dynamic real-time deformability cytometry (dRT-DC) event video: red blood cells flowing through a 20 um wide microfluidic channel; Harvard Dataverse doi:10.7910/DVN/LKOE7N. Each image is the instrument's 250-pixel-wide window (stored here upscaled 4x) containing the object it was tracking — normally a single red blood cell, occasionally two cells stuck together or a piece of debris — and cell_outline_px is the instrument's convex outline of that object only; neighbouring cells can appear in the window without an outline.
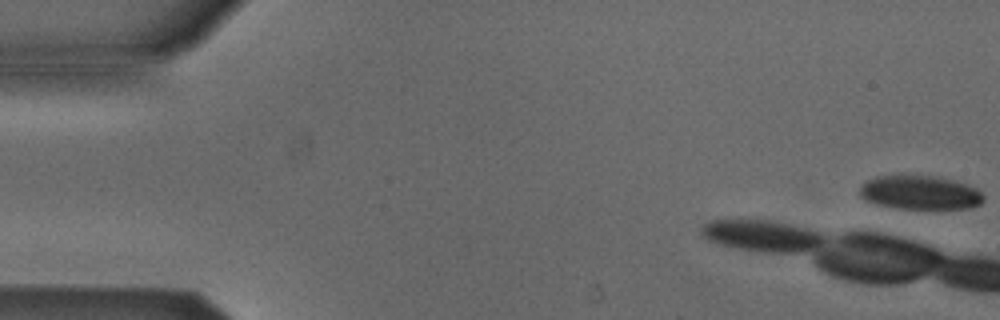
{"species": "Egyptian fruit bat (a non-hibernating species)", "species_latin": "Rousettus aegyptiacus", "temperature_condition": "cold", "stored_images_in_passage": 11, "camera_frame_rate_fps": 3000, "um_per_image_px": 0.085, "animal": {"sex": "male"}, "frame": {"image": 1, "passage_image": 1, "time_ms": 0.0, "image_size_px": [1000, 320], "cell_outline_px": [[984, 200], [980, 204], [968, 208], [900, 208], [880, 204], [868, 200], [860, 196], [860, 188], [868, 180], [876, 176], [940, 176], [956, 180], [968, 184], [976, 188], [984, 196]], "centroid_in_image_um": [78.27, 16.35], "position_along_channel_um": 6.7, "area_um2": 24.1}}